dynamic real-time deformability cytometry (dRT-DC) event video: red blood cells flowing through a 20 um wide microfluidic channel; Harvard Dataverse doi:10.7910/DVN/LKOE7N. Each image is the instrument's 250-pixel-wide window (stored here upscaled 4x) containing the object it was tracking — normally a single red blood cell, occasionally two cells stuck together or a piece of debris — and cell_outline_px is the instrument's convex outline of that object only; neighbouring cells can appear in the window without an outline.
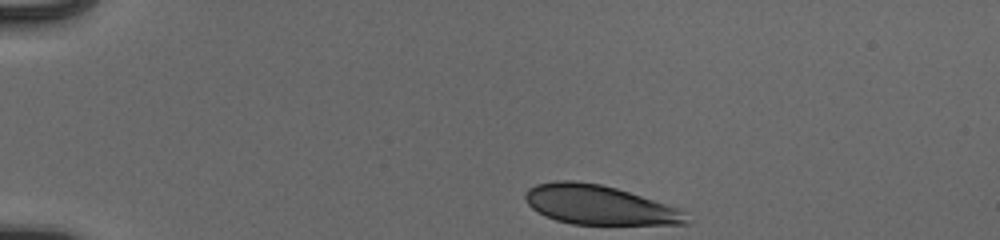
{"species": "human", "species_latin": "Homo sapiens", "temperature_condition": "cold", "stored_images_in_passage": 43, "camera_frame_rate_fps": 3000, "um_per_image_px": 0.085, "donor": {"sex": "male"}, "frame": {"image": 1, "passage_image": 1, "time_ms": 0.0, "image_size_px": [1000, 240], "cell_outline_px": [[692, 220], [688, 224], [572, 224], [556, 220], [544, 216], [532, 208], [528, 204], [524, 196], [524, 192], [528, 188], [536, 184], [556, 180], [572, 180], [600, 184], [616, 188], [676, 208], [684, 212]], "centroid_in_image_um": [50.87, 17.42], "position_along_channel_um": 34.1, "area_um2": 36.7}}
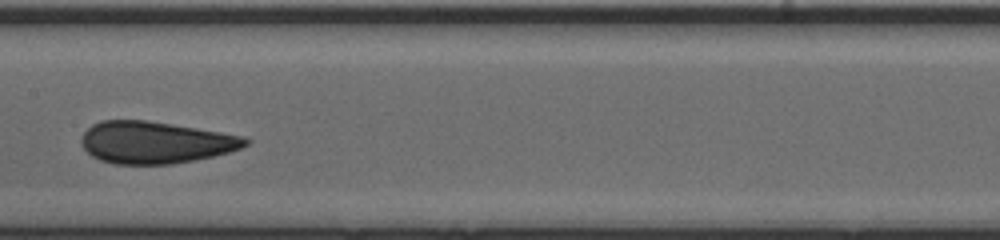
{"frame": {"image": 2, "passage_image": 19, "time_ms": 6.0, "image_size_px": [1000, 240], "cell_outline_px": [[252, 140], [248, 144], [240, 148], [228, 152], [212, 156], [192, 160], [168, 164], [116, 164], [100, 160], [92, 156], [80, 144], [80, 140], [84, 132], [92, 124], [100, 120], [148, 120], [244, 136]], "centroid_in_image_um": [13.18, 12.1], "position_along_channel_um": 194.2, "area_um2": 40.0}}
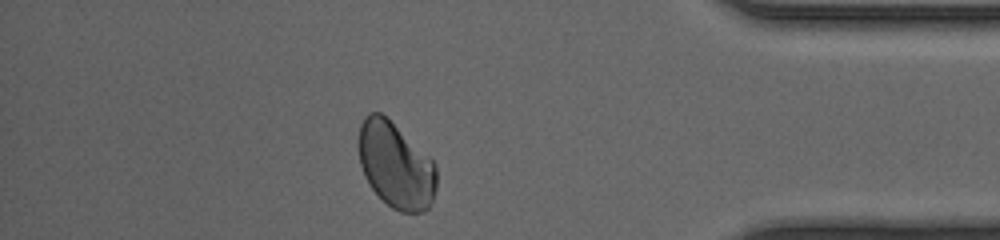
{"frame": {"image": 3, "passage_image": 37, "time_ms": 12.0, "image_size_px": [1000, 240], "cell_outline_px": [[436, 188], [432, 200], [428, 208], [424, 212], [400, 212], [392, 208], [368, 184], [364, 176], [360, 164], [356, 144], [360, 124], [364, 116], [368, 112], [380, 112], [428, 156], [432, 160], [436, 168]], "centroid_in_image_um": [33.59, 14.04], "position_along_channel_um": 401.6, "area_um2": 38.9}, "authors_computed_cell_mechanics": {"area_um2": 39.7086, "velocity_mm_per_s": 3.915, "shape_relaxation_time_tau1_ms": 6.3032, "shape_relaxation_time_tau2_ms": null, "deformation_change_tau1": 0.123, "deformation_change_tau2": null}}